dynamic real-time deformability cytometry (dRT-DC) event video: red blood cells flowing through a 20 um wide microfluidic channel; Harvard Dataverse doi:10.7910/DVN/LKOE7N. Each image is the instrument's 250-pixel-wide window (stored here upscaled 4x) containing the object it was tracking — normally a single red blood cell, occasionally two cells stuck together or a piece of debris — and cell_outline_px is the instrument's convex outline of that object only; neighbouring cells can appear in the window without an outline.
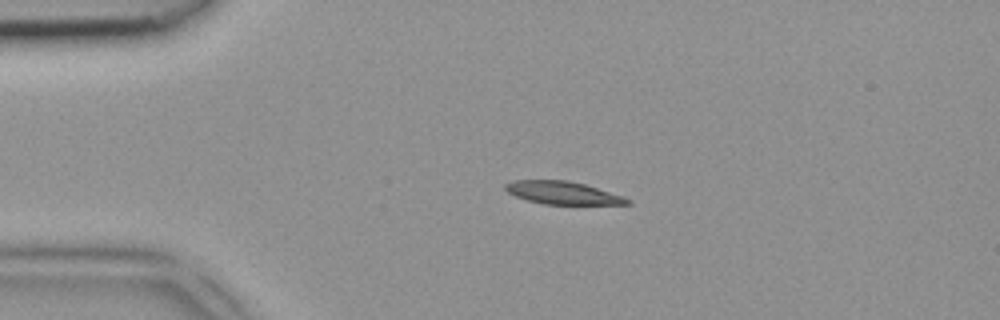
{"species": "common noctule bat (a hibernating species)", "species_latin": "Nyctalus noctula", "temperature_condition": "room temperature", "stored_images_in_passage": 2, "camera_frame_rate_fps": 3000, "um_per_image_px": 0.085, "animal": {"sex": "female", "body_mass_g": 18.4}, "frame": {"image": 1, "passage_image": 1, "time_ms": 0.0, "image_size_px": [1000, 320], "cell_outline_px": [[632, 204], [544, 204], [528, 200], [516, 196], [508, 192], [504, 188], [504, 184], [512, 180], [568, 180], [584, 184], [624, 196], [632, 200]], "centroid_in_image_um": [47.84, 16.38], "position_along_channel_um": 37.2, "area_um2": 16.18}}